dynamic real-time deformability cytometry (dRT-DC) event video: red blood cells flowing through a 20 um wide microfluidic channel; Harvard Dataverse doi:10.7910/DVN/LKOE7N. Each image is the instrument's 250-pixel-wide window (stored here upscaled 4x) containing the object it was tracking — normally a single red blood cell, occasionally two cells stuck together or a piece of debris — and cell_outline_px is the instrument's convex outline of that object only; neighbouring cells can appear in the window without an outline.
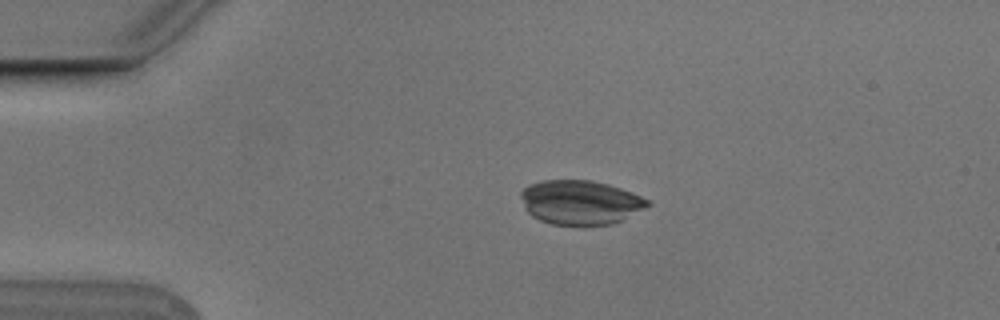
{"species": "Egyptian fruit bat (a non-hibernating species)", "species_latin": "Rousettus aegyptiacus", "temperature_condition": "cold", "stored_images_in_passage": 4, "camera_frame_rate_fps": 3000, "um_per_image_px": 0.085, "animal": {"sex": "male"}, "frame": {"image": 1, "passage_image": 3, "time_ms": 0.667, "image_size_px": [1000, 320], "cell_outline_px": [[652, 204], [612, 224], [584, 228], [580, 228], [552, 224], [540, 220], [532, 216], [524, 208], [520, 196], [520, 192], [528, 184], [540, 180], [592, 180], [608, 184], [632, 192], [648, 200]], "centroid_in_image_um": [49.28, 17.23], "position_along_channel_um": 35.7, "area_um2": 33.41}}